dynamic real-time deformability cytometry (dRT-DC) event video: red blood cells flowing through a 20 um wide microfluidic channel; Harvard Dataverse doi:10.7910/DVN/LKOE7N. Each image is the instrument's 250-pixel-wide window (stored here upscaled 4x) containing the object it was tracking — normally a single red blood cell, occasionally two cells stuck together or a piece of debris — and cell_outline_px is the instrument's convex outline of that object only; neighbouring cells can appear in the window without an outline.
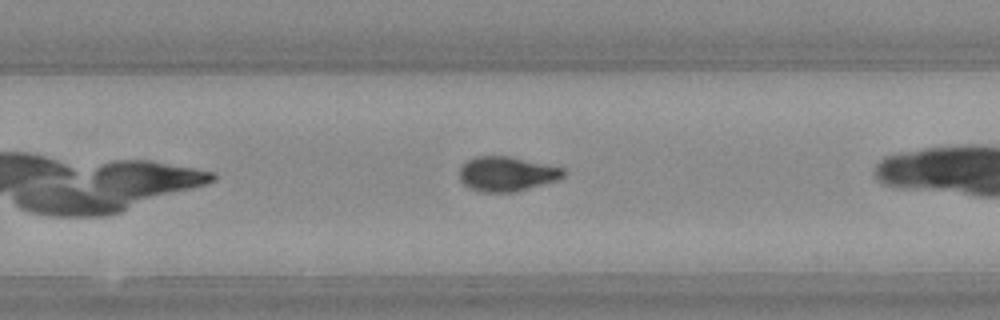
{"species": "Egyptian fruit bat (a non-hibernating species)", "species_latin": "Rousettus aegyptiacus", "temperature_condition": "warm", "stored_images_in_passage": 29, "camera_frame_rate_fps": 3000, "um_per_image_px": 0.085, "animal": {"sex": "female"}, "frame": {"image": 1, "passage_image": 21, "time_ms": 6.667, "image_size_px": [1000, 320], "cell_outline_px": [[564, 176], [556, 180], [516, 192], [480, 192], [468, 188], [460, 180], [460, 168], [468, 160], [476, 156], [508, 156], [564, 168]], "centroid_in_image_um": [43.05, 14.79], "position_along_channel_um": 286.8, "area_um2": 20.87}}